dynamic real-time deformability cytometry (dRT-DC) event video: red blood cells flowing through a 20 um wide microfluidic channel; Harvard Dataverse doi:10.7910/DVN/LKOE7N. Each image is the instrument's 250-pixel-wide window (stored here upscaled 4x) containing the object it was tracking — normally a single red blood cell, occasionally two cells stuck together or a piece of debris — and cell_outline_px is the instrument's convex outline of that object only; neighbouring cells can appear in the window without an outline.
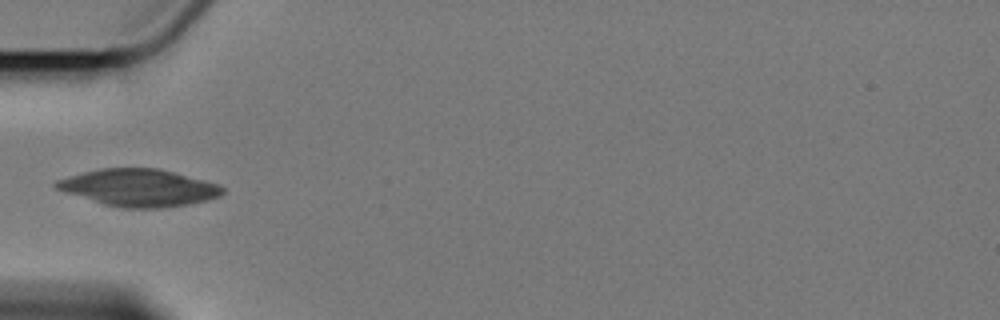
{"species": "Egyptian fruit bat (a non-hibernating species)", "species_latin": "Rousettus aegyptiacus", "temperature_condition": "cold", "stored_images_in_passage": 3, "camera_frame_rate_fps": 3000, "um_per_image_px": 0.085, "animal": {"sex": "female"}, "frame": {"image": 1, "passage_image": 2, "time_ms": 2.0, "image_size_px": [1000, 320], "cell_outline_px": [[224, 192], [220, 196], [208, 200], [188, 204], [160, 208], [120, 208], [104, 204], [64, 192], [56, 188], [52, 184], [56, 180], [84, 172], [100, 168], [160, 168], [220, 184], [224, 188]], "centroid_in_image_um": [11.82, 15.95], "position_along_channel_um": 73.2, "area_um2": 36.13}}